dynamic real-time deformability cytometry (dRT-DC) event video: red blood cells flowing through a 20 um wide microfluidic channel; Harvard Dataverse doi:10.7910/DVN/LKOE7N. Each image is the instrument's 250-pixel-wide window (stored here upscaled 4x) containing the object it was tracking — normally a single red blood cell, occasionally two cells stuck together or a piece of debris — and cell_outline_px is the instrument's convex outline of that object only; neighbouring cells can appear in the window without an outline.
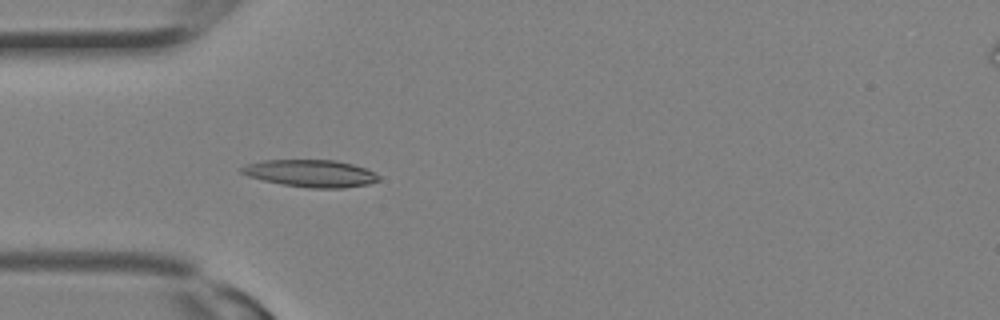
{"species": "Egyptian fruit bat (a non-hibernating species)", "species_latin": "Rousettus aegyptiacus", "temperature_condition": "room temperature", "stored_images_in_passage": 7, "camera_frame_rate_fps": 3000, "um_per_image_px": 0.085, "animal": {"sex": "female"}, "frame": {"image": 1, "passage_image": 5, "time_ms": 1.333, "image_size_px": [1000, 320], "cell_outline_px": [[380, 180], [368, 184], [344, 188], [308, 188], [284, 184], [264, 180], [248, 176], [240, 172], [240, 168], [248, 164], [264, 160], [336, 160], [352, 164], [364, 168], [380, 176]], "centroid_in_image_um": [26.43, 14.74], "position_along_channel_um": 58.6, "area_um2": 21.56}}
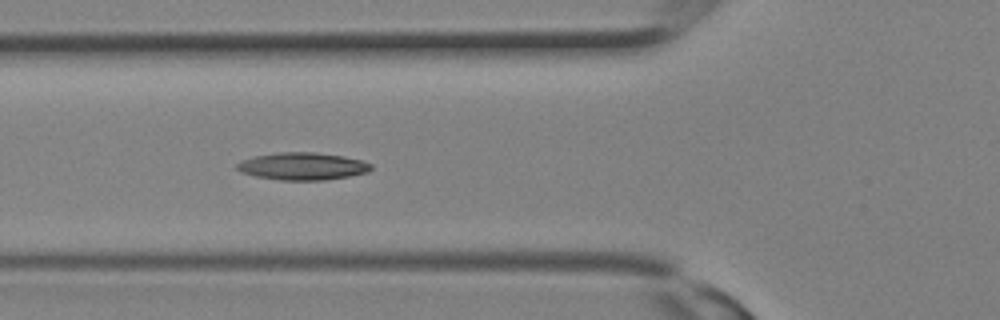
{"frame": {"image": 2, "passage_image": 7, "time_ms": 2.0, "image_size_px": [1000, 320], "cell_outline_px": [[372, 168], [368, 172], [348, 176], [324, 180], [280, 180], [256, 176], [240, 172], [236, 168], [236, 164], [244, 160], [256, 156], [280, 152], [316, 152], [344, 156], [360, 160], [372, 164]], "centroid_in_image_um": [25.73, 14.13], "position_along_channel_um": 100.1, "area_um2": 21.27}}